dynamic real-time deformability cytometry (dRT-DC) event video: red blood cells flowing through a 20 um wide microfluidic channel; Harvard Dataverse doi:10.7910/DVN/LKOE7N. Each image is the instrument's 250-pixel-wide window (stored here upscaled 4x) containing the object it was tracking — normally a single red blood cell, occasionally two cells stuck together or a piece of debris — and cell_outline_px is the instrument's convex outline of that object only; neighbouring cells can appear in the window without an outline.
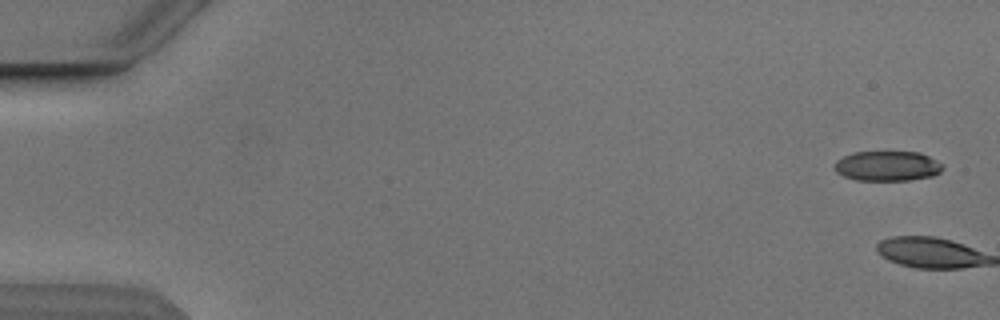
{"species": "Egyptian fruit bat (a non-hibernating species)", "species_latin": "Rousettus aegyptiacus", "temperature_condition": "cold", "stored_images_in_passage": 8, "camera_frame_rate_fps": 3000, "um_per_image_px": 0.085, "animal": {"sex": "male"}, "frame": {"image": 1, "passage_image": 1, "time_ms": 0.0, "image_size_px": [1000, 320], "cell_outline_px": [[944, 168], [940, 172], [932, 176], [908, 180], [856, 180], [844, 176], [836, 172], [836, 160], [852, 152], [920, 152], [944, 164]], "centroid_in_image_um": [75.45, 14.11], "position_along_channel_um": 9.5, "area_um2": 18.84}}
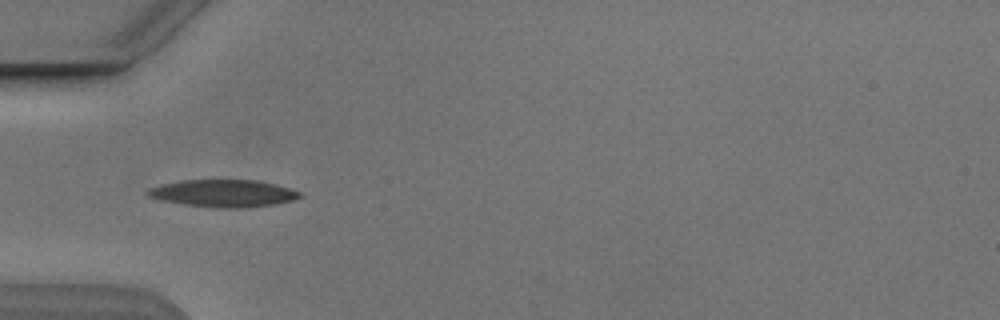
{"frame": {"image": 2, "passage_image": 6, "time_ms": 6.0, "image_size_px": [1000, 320], "cell_outline_px": [[304, 196], [292, 200], [276, 204], [244, 208], [216, 208], [184, 204], [160, 200], [148, 196], [144, 192], [148, 188], [160, 184], [180, 180], [256, 180], [276, 184], [300, 192]], "centroid_in_image_um": [18.95, 16.43], "position_along_channel_um": 66.0, "area_um2": 24.39}}
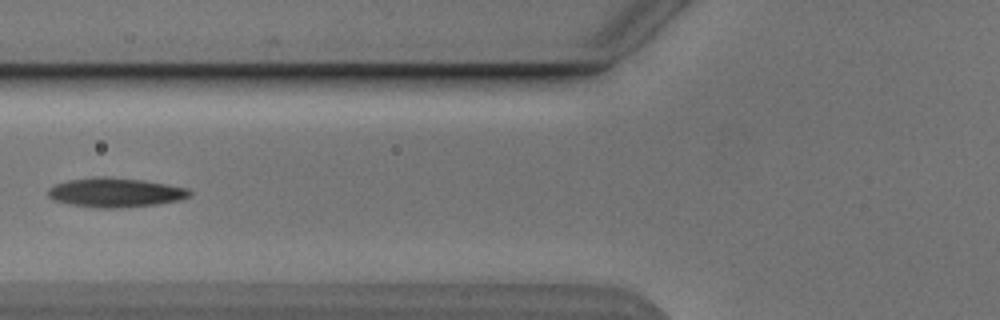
{"frame": {"image": 3, "passage_image": 7, "time_ms": 7.333, "image_size_px": [1000, 320], "cell_outline_px": [[192, 196], [180, 200], [156, 204], [120, 208], [96, 208], [72, 204], [56, 200], [48, 196], [48, 188], [56, 184], [68, 180], [96, 176], [108, 176], [144, 180], [168, 184], [188, 188], [192, 192]], "centroid_in_image_um": [9.85, 16.35], "position_along_channel_um": 115.9, "area_um2": 24.33}}